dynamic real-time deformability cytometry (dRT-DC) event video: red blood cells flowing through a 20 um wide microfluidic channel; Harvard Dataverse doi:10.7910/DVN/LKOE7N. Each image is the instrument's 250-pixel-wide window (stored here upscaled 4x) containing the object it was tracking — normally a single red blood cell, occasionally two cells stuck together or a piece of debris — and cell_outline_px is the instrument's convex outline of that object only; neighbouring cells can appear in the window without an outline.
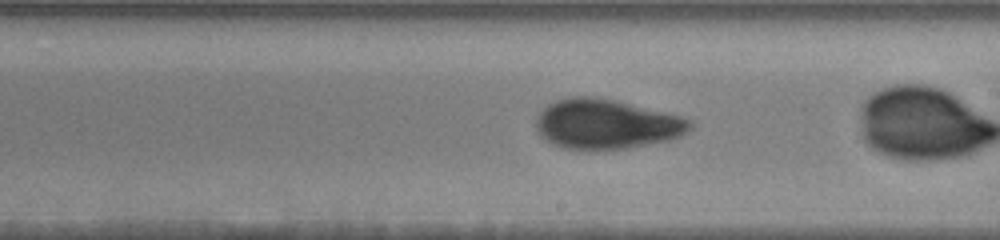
{"species": "human", "species_latin": "Homo sapiens", "temperature_condition": "warm", "stored_images_in_passage": 49, "camera_frame_rate_fps": 3000, "um_per_image_px": 0.085, "donor": {"sex": "male"}, "frame": {"image": 1, "passage_image": 30, "time_ms": 7.333, "image_size_px": [1000, 240], "cell_outline_px": [[692, 128], [688, 132], [680, 136], [668, 140], [624, 148], [588, 152], [564, 148], [552, 144], [544, 140], [536, 132], [536, 116], [548, 104], [556, 100], [568, 96], [592, 96], [612, 100], [680, 116], [692, 120]], "centroid_in_image_um": [51.47, 10.58], "position_along_channel_um": 237.5, "area_um2": 44.97}}
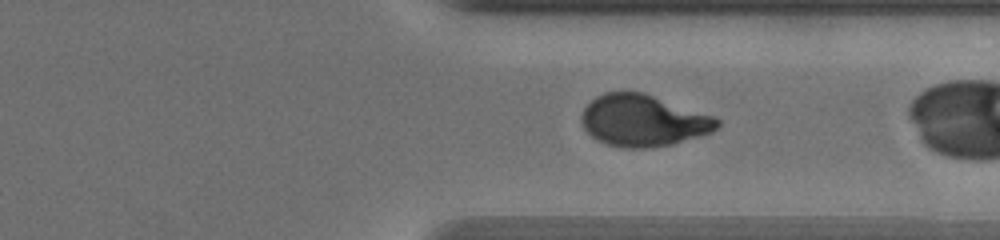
{"frame": {"image": 2, "passage_image": 46, "time_ms": 10.667, "image_size_px": [1000, 240], "cell_outline_px": [[720, 124], [712, 132], [672, 144], [652, 148], [620, 148], [604, 144], [596, 140], [584, 128], [580, 120], [580, 116], [584, 108], [596, 96], [604, 92], [644, 92], [712, 116], [720, 120]], "centroid_in_image_um": [54.63, 10.26], "position_along_channel_um": 356.8, "area_um2": 40.86}}